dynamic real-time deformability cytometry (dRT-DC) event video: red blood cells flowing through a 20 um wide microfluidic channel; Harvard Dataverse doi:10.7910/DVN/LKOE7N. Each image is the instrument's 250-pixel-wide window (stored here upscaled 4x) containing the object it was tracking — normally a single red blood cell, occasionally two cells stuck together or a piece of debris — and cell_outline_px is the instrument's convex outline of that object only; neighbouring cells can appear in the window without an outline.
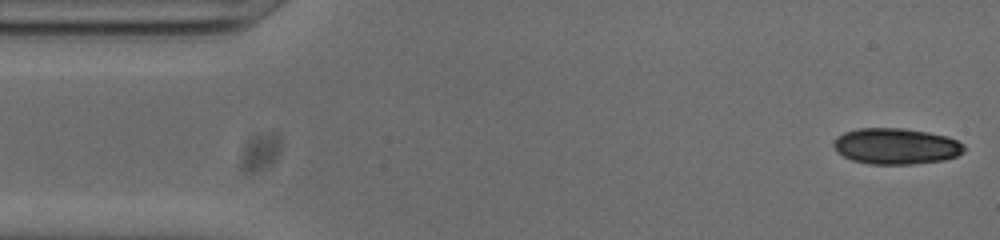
{"species": "common noctule bat (a hibernating species)", "species_latin": "Nyctalus noctula", "temperature_condition": "cold", "stored_images_in_passage": 51, "segment_of_instrument_passage": [1, 2], "camera_frame_rate_fps": 3000, "um_per_image_px": 0.085, "animal": {"sex": "male", "body_mass_g": 20.0, "forearm_length_mm": 53.3}, "frame": {"image": 1, "passage_image": 1, "time_ms": 0.0, "image_size_px": [1000, 240], "cell_outline_px": [[964, 152], [956, 156], [944, 160], [912, 164], [868, 164], [852, 160], [836, 152], [832, 144], [836, 136], [844, 132], [860, 128], [904, 128], [928, 132], [948, 136], [964, 144]], "centroid_in_image_um": [76.14, 12.42], "position_along_channel_um": 8.9, "area_um2": 27.63}}